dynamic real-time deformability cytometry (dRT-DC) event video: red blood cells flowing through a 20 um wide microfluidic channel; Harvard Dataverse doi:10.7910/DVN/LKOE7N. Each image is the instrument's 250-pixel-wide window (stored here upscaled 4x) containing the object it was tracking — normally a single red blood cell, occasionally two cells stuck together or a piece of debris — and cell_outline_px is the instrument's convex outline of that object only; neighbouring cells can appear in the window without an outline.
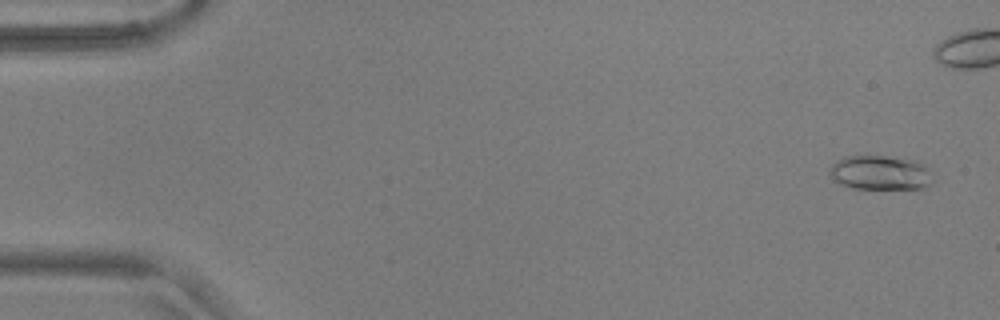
{"species": "common noctule bat (a hibernating species)", "species_latin": "Nyctalus noctula", "temperature_condition": "warm", "stored_images_in_passage": 46, "camera_frame_rate_fps": 3000, "um_per_image_px": 0.085, "animal": {"sex": "male", "body_mass_g": 17.9, "forearm_length_mm": 54.2}, "frame": {"image": 1, "passage_image": 3, "time_ms": 0.667, "image_size_px": [1000, 320], "cell_outline_px": [[928, 184], [920, 192], [852, 188], [840, 184], [828, 172], [832, 164], [844, 156], [884, 156], [916, 160], [924, 164], [928, 168]], "centroid_in_image_um": [74.84, 14.73], "position_along_channel_um": 10.2, "area_um2": 21.27}}
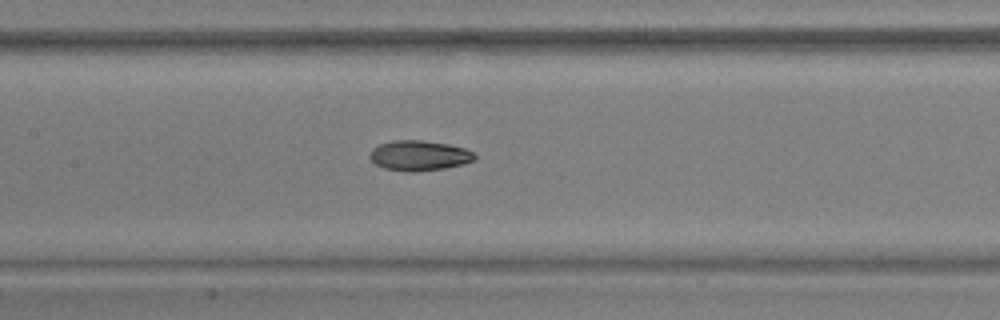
{"frame": {"image": 2, "passage_image": 27, "time_ms": 8.667, "image_size_px": [1000, 320], "cell_outline_px": [[476, 160], [464, 164], [444, 168], [416, 172], [408, 172], [384, 168], [376, 164], [368, 156], [372, 148], [380, 144], [392, 140], [420, 140], [448, 144], [464, 148], [476, 152]], "centroid_in_image_um": [35.65, 13.22], "position_along_channel_um": 171.7, "area_um2": 18.61}}
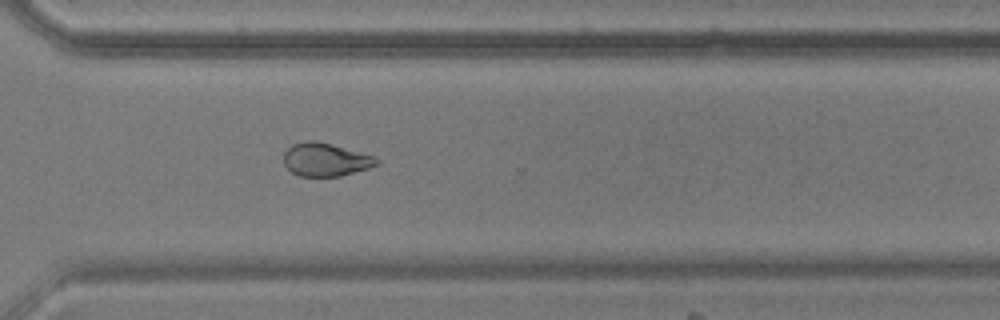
{"frame": {"image": 3, "passage_image": 41, "time_ms": 13.333, "image_size_px": [1000, 320], "cell_outline_px": [[380, 164], [368, 168], [340, 176], [300, 176], [292, 172], [284, 164], [284, 152], [292, 144], [308, 140], [316, 140], [332, 144], [376, 156], [380, 160]], "centroid_in_image_um": [27.7, 13.55], "position_along_channel_um": 342.9, "area_um2": 18.09}}